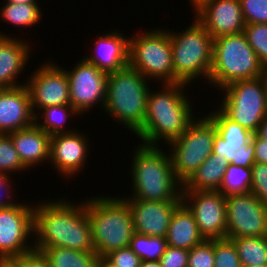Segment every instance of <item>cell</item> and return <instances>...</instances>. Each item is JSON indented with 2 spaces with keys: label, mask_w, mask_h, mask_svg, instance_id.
Returning a JSON list of instances; mask_svg holds the SVG:
<instances>
[{
  "label": "cell",
  "mask_w": 267,
  "mask_h": 267,
  "mask_svg": "<svg viewBox=\"0 0 267 267\" xmlns=\"http://www.w3.org/2000/svg\"><path fill=\"white\" fill-rule=\"evenodd\" d=\"M133 216L134 231L138 234L163 237L175 211L181 202H160L141 199H124Z\"/></svg>",
  "instance_id": "obj_19"
},
{
  "label": "cell",
  "mask_w": 267,
  "mask_h": 267,
  "mask_svg": "<svg viewBox=\"0 0 267 267\" xmlns=\"http://www.w3.org/2000/svg\"><path fill=\"white\" fill-rule=\"evenodd\" d=\"M129 247L142 261H157L164 254L167 242L163 237L147 236L135 232Z\"/></svg>",
  "instance_id": "obj_31"
},
{
  "label": "cell",
  "mask_w": 267,
  "mask_h": 267,
  "mask_svg": "<svg viewBox=\"0 0 267 267\" xmlns=\"http://www.w3.org/2000/svg\"><path fill=\"white\" fill-rule=\"evenodd\" d=\"M207 1L209 0H189V4L191 5V7H193V11L195 12Z\"/></svg>",
  "instance_id": "obj_44"
},
{
  "label": "cell",
  "mask_w": 267,
  "mask_h": 267,
  "mask_svg": "<svg viewBox=\"0 0 267 267\" xmlns=\"http://www.w3.org/2000/svg\"><path fill=\"white\" fill-rule=\"evenodd\" d=\"M160 86L162 90L158 89L157 92L150 89L144 125L135 134L144 145L161 146L163 141L166 142L164 145L169 144L179 138L196 119L190 98L184 93L187 84Z\"/></svg>",
  "instance_id": "obj_2"
},
{
  "label": "cell",
  "mask_w": 267,
  "mask_h": 267,
  "mask_svg": "<svg viewBox=\"0 0 267 267\" xmlns=\"http://www.w3.org/2000/svg\"><path fill=\"white\" fill-rule=\"evenodd\" d=\"M75 65L71 70L66 69L69 80L70 104L82 115L89 112V109L96 104L103 111L108 73L101 71L84 57Z\"/></svg>",
  "instance_id": "obj_14"
},
{
  "label": "cell",
  "mask_w": 267,
  "mask_h": 267,
  "mask_svg": "<svg viewBox=\"0 0 267 267\" xmlns=\"http://www.w3.org/2000/svg\"><path fill=\"white\" fill-rule=\"evenodd\" d=\"M118 30L97 36L92 55L84 58L106 73L116 72L129 65V37Z\"/></svg>",
  "instance_id": "obj_21"
},
{
  "label": "cell",
  "mask_w": 267,
  "mask_h": 267,
  "mask_svg": "<svg viewBox=\"0 0 267 267\" xmlns=\"http://www.w3.org/2000/svg\"><path fill=\"white\" fill-rule=\"evenodd\" d=\"M252 142L255 146V162L267 164V140L253 134Z\"/></svg>",
  "instance_id": "obj_42"
},
{
  "label": "cell",
  "mask_w": 267,
  "mask_h": 267,
  "mask_svg": "<svg viewBox=\"0 0 267 267\" xmlns=\"http://www.w3.org/2000/svg\"><path fill=\"white\" fill-rule=\"evenodd\" d=\"M228 165L229 163L225 157L212 153L183 185L182 191H218Z\"/></svg>",
  "instance_id": "obj_25"
},
{
  "label": "cell",
  "mask_w": 267,
  "mask_h": 267,
  "mask_svg": "<svg viewBox=\"0 0 267 267\" xmlns=\"http://www.w3.org/2000/svg\"><path fill=\"white\" fill-rule=\"evenodd\" d=\"M0 37H12V34L11 35H7L6 33H2L1 31H0Z\"/></svg>",
  "instance_id": "obj_49"
},
{
  "label": "cell",
  "mask_w": 267,
  "mask_h": 267,
  "mask_svg": "<svg viewBox=\"0 0 267 267\" xmlns=\"http://www.w3.org/2000/svg\"><path fill=\"white\" fill-rule=\"evenodd\" d=\"M95 252L104 258L110 252L129 247L135 233L132 212L121 197L95 196L86 199Z\"/></svg>",
  "instance_id": "obj_4"
},
{
  "label": "cell",
  "mask_w": 267,
  "mask_h": 267,
  "mask_svg": "<svg viewBox=\"0 0 267 267\" xmlns=\"http://www.w3.org/2000/svg\"><path fill=\"white\" fill-rule=\"evenodd\" d=\"M104 259L113 267H140L142 261L130 247L114 250Z\"/></svg>",
  "instance_id": "obj_38"
},
{
  "label": "cell",
  "mask_w": 267,
  "mask_h": 267,
  "mask_svg": "<svg viewBox=\"0 0 267 267\" xmlns=\"http://www.w3.org/2000/svg\"><path fill=\"white\" fill-rule=\"evenodd\" d=\"M252 168L229 164L218 190L225 197L232 194H245L251 191Z\"/></svg>",
  "instance_id": "obj_30"
},
{
  "label": "cell",
  "mask_w": 267,
  "mask_h": 267,
  "mask_svg": "<svg viewBox=\"0 0 267 267\" xmlns=\"http://www.w3.org/2000/svg\"><path fill=\"white\" fill-rule=\"evenodd\" d=\"M242 267L267 265V236L230 238Z\"/></svg>",
  "instance_id": "obj_28"
},
{
  "label": "cell",
  "mask_w": 267,
  "mask_h": 267,
  "mask_svg": "<svg viewBox=\"0 0 267 267\" xmlns=\"http://www.w3.org/2000/svg\"><path fill=\"white\" fill-rule=\"evenodd\" d=\"M16 267H50L42 251L31 250L10 260Z\"/></svg>",
  "instance_id": "obj_40"
},
{
  "label": "cell",
  "mask_w": 267,
  "mask_h": 267,
  "mask_svg": "<svg viewBox=\"0 0 267 267\" xmlns=\"http://www.w3.org/2000/svg\"><path fill=\"white\" fill-rule=\"evenodd\" d=\"M188 255L189 250L167 245L159 262L161 267H188Z\"/></svg>",
  "instance_id": "obj_39"
},
{
  "label": "cell",
  "mask_w": 267,
  "mask_h": 267,
  "mask_svg": "<svg viewBox=\"0 0 267 267\" xmlns=\"http://www.w3.org/2000/svg\"><path fill=\"white\" fill-rule=\"evenodd\" d=\"M30 92L26 85L0 89V134H9L34 125Z\"/></svg>",
  "instance_id": "obj_20"
},
{
  "label": "cell",
  "mask_w": 267,
  "mask_h": 267,
  "mask_svg": "<svg viewBox=\"0 0 267 267\" xmlns=\"http://www.w3.org/2000/svg\"><path fill=\"white\" fill-rule=\"evenodd\" d=\"M243 33L261 63L267 68V24H246Z\"/></svg>",
  "instance_id": "obj_33"
},
{
  "label": "cell",
  "mask_w": 267,
  "mask_h": 267,
  "mask_svg": "<svg viewBox=\"0 0 267 267\" xmlns=\"http://www.w3.org/2000/svg\"><path fill=\"white\" fill-rule=\"evenodd\" d=\"M148 85V79L130 65L108 73L103 110L134 135L144 125Z\"/></svg>",
  "instance_id": "obj_5"
},
{
  "label": "cell",
  "mask_w": 267,
  "mask_h": 267,
  "mask_svg": "<svg viewBox=\"0 0 267 267\" xmlns=\"http://www.w3.org/2000/svg\"><path fill=\"white\" fill-rule=\"evenodd\" d=\"M9 3H39L38 0H4Z\"/></svg>",
  "instance_id": "obj_47"
},
{
  "label": "cell",
  "mask_w": 267,
  "mask_h": 267,
  "mask_svg": "<svg viewBox=\"0 0 267 267\" xmlns=\"http://www.w3.org/2000/svg\"><path fill=\"white\" fill-rule=\"evenodd\" d=\"M0 267H16L10 260L0 261Z\"/></svg>",
  "instance_id": "obj_48"
},
{
  "label": "cell",
  "mask_w": 267,
  "mask_h": 267,
  "mask_svg": "<svg viewBox=\"0 0 267 267\" xmlns=\"http://www.w3.org/2000/svg\"><path fill=\"white\" fill-rule=\"evenodd\" d=\"M73 115L79 116L80 114L72 107L71 104L50 106L42 108L40 112L35 114L34 124L50 136L70 133L75 131V129L68 128L67 130L63 128H65L64 124L67 122L68 117ZM40 118H42V121Z\"/></svg>",
  "instance_id": "obj_27"
},
{
  "label": "cell",
  "mask_w": 267,
  "mask_h": 267,
  "mask_svg": "<svg viewBox=\"0 0 267 267\" xmlns=\"http://www.w3.org/2000/svg\"><path fill=\"white\" fill-rule=\"evenodd\" d=\"M192 21L181 32L169 30L174 83L189 85L194 79L203 78L208 86L213 60V38L196 18Z\"/></svg>",
  "instance_id": "obj_7"
},
{
  "label": "cell",
  "mask_w": 267,
  "mask_h": 267,
  "mask_svg": "<svg viewBox=\"0 0 267 267\" xmlns=\"http://www.w3.org/2000/svg\"><path fill=\"white\" fill-rule=\"evenodd\" d=\"M256 134L264 140H267V116L263 119L262 123L259 125Z\"/></svg>",
  "instance_id": "obj_43"
},
{
  "label": "cell",
  "mask_w": 267,
  "mask_h": 267,
  "mask_svg": "<svg viewBox=\"0 0 267 267\" xmlns=\"http://www.w3.org/2000/svg\"><path fill=\"white\" fill-rule=\"evenodd\" d=\"M261 63L244 33L213 39V60L208 85L219 90L232 82L265 75Z\"/></svg>",
  "instance_id": "obj_6"
},
{
  "label": "cell",
  "mask_w": 267,
  "mask_h": 267,
  "mask_svg": "<svg viewBox=\"0 0 267 267\" xmlns=\"http://www.w3.org/2000/svg\"><path fill=\"white\" fill-rule=\"evenodd\" d=\"M216 126L213 154L225 157L229 164L251 168L255 163V146L251 131L228 118L218 107L206 115Z\"/></svg>",
  "instance_id": "obj_11"
},
{
  "label": "cell",
  "mask_w": 267,
  "mask_h": 267,
  "mask_svg": "<svg viewBox=\"0 0 267 267\" xmlns=\"http://www.w3.org/2000/svg\"><path fill=\"white\" fill-rule=\"evenodd\" d=\"M264 77H265V82H266V85H267V68H266V70H265V75H264Z\"/></svg>",
  "instance_id": "obj_50"
},
{
  "label": "cell",
  "mask_w": 267,
  "mask_h": 267,
  "mask_svg": "<svg viewBox=\"0 0 267 267\" xmlns=\"http://www.w3.org/2000/svg\"><path fill=\"white\" fill-rule=\"evenodd\" d=\"M226 238L267 236V206L252 192L226 196Z\"/></svg>",
  "instance_id": "obj_13"
},
{
  "label": "cell",
  "mask_w": 267,
  "mask_h": 267,
  "mask_svg": "<svg viewBox=\"0 0 267 267\" xmlns=\"http://www.w3.org/2000/svg\"><path fill=\"white\" fill-rule=\"evenodd\" d=\"M144 30L129 37V65L160 84H174L169 29Z\"/></svg>",
  "instance_id": "obj_8"
},
{
  "label": "cell",
  "mask_w": 267,
  "mask_h": 267,
  "mask_svg": "<svg viewBox=\"0 0 267 267\" xmlns=\"http://www.w3.org/2000/svg\"><path fill=\"white\" fill-rule=\"evenodd\" d=\"M188 267H214V239H205L189 250Z\"/></svg>",
  "instance_id": "obj_35"
},
{
  "label": "cell",
  "mask_w": 267,
  "mask_h": 267,
  "mask_svg": "<svg viewBox=\"0 0 267 267\" xmlns=\"http://www.w3.org/2000/svg\"><path fill=\"white\" fill-rule=\"evenodd\" d=\"M9 135L22 163L28 169L50 161L51 136L35 124Z\"/></svg>",
  "instance_id": "obj_23"
},
{
  "label": "cell",
  "mask_w": 267,
  "mask_h": 267,
  "mask_svg": "<svg viewBox=\"0 0 267 267\" xmlns=\"http://www.w3.org/2000/svg\"><path fill=\"white\" fill-rule=\"evenodd\" d=\"M165 238L167 245L185 250H190L205 240L193 214L183 202L175 208Z\"/></svg>",
  "instance_id": "obj_24"
},
{
  "label": "cell",
  "mask_w": 267,
  "mask_h": 267,
  "mask_svg": "<svg viewBox=\"0 0 267 267\" xmlns=\"http://www.w3.org/2000/svg\"><path fill=\"white\" fill-rule=\"evenodd\" d=\"M96 267H113L104 258H99Z\"/></svg>",
  "instance_id": "obj_46"
},
{
  "label": "cell",
  "mask_w": 267,
  "mask_h": 267,
  "mask_svg": "<svg viewBox=\"0 0 267 267\" xmlns=\"http://www.w3.org/2000/svg\"><path fill=\"white\" fill-rule=\"evenodd\" d=\"M26 41L13 36L0 37V89L26 85L17 80L33 53L31 44Z\"/></svg>",
  "instance_id": "obj_22"
},
{
  "label": "cell",
  "mask_w": 267,
  "mask_h": 267,
  "mask_svg": "<svg viewBox=\"0 0 267 267\" xmlns=\"http://www.w3.org/2000/svg\"><path fill=\"white\" fill-rule=\"evenodd\" d=\"M245 24H267V0H240Z\"/></svg>",
  "instance_id": "obj_36"
},
{
  "label": "cell",
  "mask_w": 267,
  "mask_h": 267,
  "mask_svg": "<svg viewBox=\"0 0 267 267\" xmlns=\"http://www.w3.org/2000/svg\"><path fill=\"white\" fill-rule=\"evenodd\" d=\"M56 200L34 205V249L65 247L95 252L86 200L77 205L69 199Z\"/></svg>",
  "instance_id": "obj_1"
},
{
  "label": "cell",
  "mask_w": 267,
  "mask_h": 267,
  "mask_svg": "<svg viewBox=\"0 0 267 267\" xmlns=\"http://www.w3.org/2000/svg\"><path fill=\"white\" fill-rule=\"evenodd\" d=\"M214 267H242L234 243L230 239H214Z\"/></svg>",
  "instance_id": "obj_34"
},
{
  "label": "cell",
  "mask_w": 267,
  "mask_h": 267,
  "mask_svg": "<svg viewBox=\"0 0 267 267\" xmlns=\"http://www.w3.org/2000/svg\"><path fill=\"white\" fill-rule=\"evenodd\" d=\"M220 90L224 95L218 108L228 118L255 134L267 116L265 77L232 82Z\"/></svg>",
  "instance_id": "obj_10"
},
{
  "label": "cell",
  "mask_w": 267,
  "mask_h": 267,
  "mask_svg": "<svg viewBox=\"0 0 267 267\" xmlns=\"http://www.w3.org/2000/svg\"><path fill=\"white\" fill-rule=\"evenodd\" d=\"M160 146L139 144L131 161L132 193L128 198L182 202L183 184L176 178L169 152Z\"/></svg>",
  "instance_id": "obj_3"
},
{
  "label": "cell",
  "mask_w": 267,
  "mask_h": 267,
  "mask_svg": "<svg viewBox=\"0 0 267 267\" xmlns=\"http://www.w3.org/2000/svg\"><path fill=\"white\" fill-rule=\"evenodd\" d=\"M12 183L10 175L0 172V209H6L20 204V202L16 203L15 200L12 201L13 199L11 197L14 196L12 193L13 187H10Z\"/></svg>",
  "instance_id": "obj_41"
},
{
  "label": "cell",
  "mask_w": 267,
  "mask_h": 267,
  "mask_svg": "<svg viewBox=\"0 0 267 267\" xmlns=\"http://www.w3.org/2000/svg\"><path fill=\"white\" fill-rule=\"evenodd\" d=\"M85 132L81 133L78 129L64 134L51 136L50 161L64 178L71 179L84 169L87 163L90 143ZM88 154V155H87Z\"/></svg>",
  "instance_id": "obj_17"
},
{
  "label": "cell",
  "mask_w": 267,
  "mask_h": 267,
  "mask_svg": "<svg viewBox=\"0 0 267 267\" xmlns=\"http://www.w3.org/2000/svg\"><path fill=\"white\" fill-rule=\"evenodd\" d=\"M251 191L267 206V164L255 162L252 165Z\"/></svg>",
  "instance_id": "obj_37"
},
{
  "label": "cell",
  "mask_w": 267,
  "mask_h": 267,
  "mask_svg": "<svg viewBox=\"0 0 267 267\" xmlns=\"http://www.w3.org/2000/svg\"><path fill=\"white\" fill-rule=\"evenodd\" d=\"M53 63L51 61L43 63L31 72L32 75H28L26 80L34 115L42 108L70 104L67 72L58 64Z\"/></svg>",
  "instance_id": "obj_16"
},
{
  "label": "cell",
  "mask_w": 267,
  "mask_h": 267,
  "mask_svg": "<svg viewBox=\"0 0 267 267\" xmlns=\"http://www.w3.org/2000/svg\"><path fill=\"white\" fill-rule=\"evenodd\" d=\"M2 21L18 27L35 26L42 19V10L38 3H9L4 2L0 8ZM41 18V19H40Z\"/></svg>",
  "instance_id": "obj_29"
},
{
  "label": "cell",
  "mask_w": 267,
  "mask_h": 267,
  "mask_svg": "<svg viewBox=\"0 0 267 267\" xmlns=\"http://www.w3.org/2000/svg\"><path fill=\"white\" fill-rule=\"evenodd\" d=\"M50 267H96L100 258L96 252H84L65 247L40 249Z\"/></svg>",
  "instance_id": "obj_26"
},
{
  "label": "cell",
  "mask_w": 267,
  "mask_h": 267,
  "mask_svg": "<svg viewBox=\"0 0 267 267\" xmlns=\"http://www.w3.org/2000/svg\"><path fill=\"white\" fill-rule=\"evenodd\" d=\"M193 13L213 39L243 33L246 25L240 0H209Z\"/></svg>",
  "instance_id": "obj_18"
},
{
  "label": "cell",
  "mask_w": 267,
  "mask_h": 267,
  "mask_svg": "<svg viewBox=\"0 0 267 267\" xmlns=\"http://www.w3.org/2000/svg\"><path fill=\"white\" fill-rule=\"evenodd\" d=\"M198 116L177 139L166 146L176 178L184 185L213 153L215 124L204 114Z\"/></svg>",
  "instance_id": "obj_9"
},
{
  "label": "cell",
  "mask_w": 267,
  "mask_h": 267,
  "mask_svg": "<svg viewBox=\"0 0 267 267\" xmlns=\"http://www.w3.org/2000/svg\"><path fill=\"white\" fill-rule=\"evenodd\" d=\"M245 267H267V265H260V266L255 265V266H245Z\"/></svg>",
  "instance_id": "obj_51"
},
{
  "label": "cell",
  "mask_w": 267,
  "mask_h": 267,
  "mask_svg": "<svg viewBox=\"0 0 267 267\" xmlns=\"http://www.w3.org/2000/svg\"><path fill=\"white\" fill-rule=\"evenodd\" d=\"M23 170L30 169L22 163L11 136L9 134H0V172L10 175Z\"/></svg>",
  "instance_id": "obj_32"
},
{
  "label": "cell",
  "mask_w": 267,
  "mask_h": 267,
  "mask_svg": "<svg viewBox=\"0 0 267 267\" xmlns=\"http://www.w3.org/2000/svg\"><path fill=\"white\" fill-rule=\"evenodd\" d=\"M34 206L25 203L0 209V261H9L34 249ZM31 243V244H30Z\"/></svg>",
  "instance_id": "obj_12"
},
{
  "label": "cell",
  "mask_w": 267,
  "mask_h": 267,
  "mask_svg": "<svg viewBox=\"0 0 267 267\" xmlns=\"http://www.w3.org/2000/svg\"><path fill=\"white\" fill-rule=\"evenodd\" d=\"M140 267H161L159 260L157 261H141Z\"/></svg>",
  "instance_id": "obj_45"
},
{
  "label": "cell",
  "mask_w": 267,
  "mask_h": 267,
  "mask_svg": "<svg viewBox=\"0 0 267 267\" xmlns=\"http://www.w3.org/2000/svg\"><path fill=\"white\" fill-rule=\"evenodd\" d=\"M182 202L194 216L206 240L226 238V197L219 191H182Z\"/></svg>",
  "instance_id": "obj_15"
}]
</instances>
